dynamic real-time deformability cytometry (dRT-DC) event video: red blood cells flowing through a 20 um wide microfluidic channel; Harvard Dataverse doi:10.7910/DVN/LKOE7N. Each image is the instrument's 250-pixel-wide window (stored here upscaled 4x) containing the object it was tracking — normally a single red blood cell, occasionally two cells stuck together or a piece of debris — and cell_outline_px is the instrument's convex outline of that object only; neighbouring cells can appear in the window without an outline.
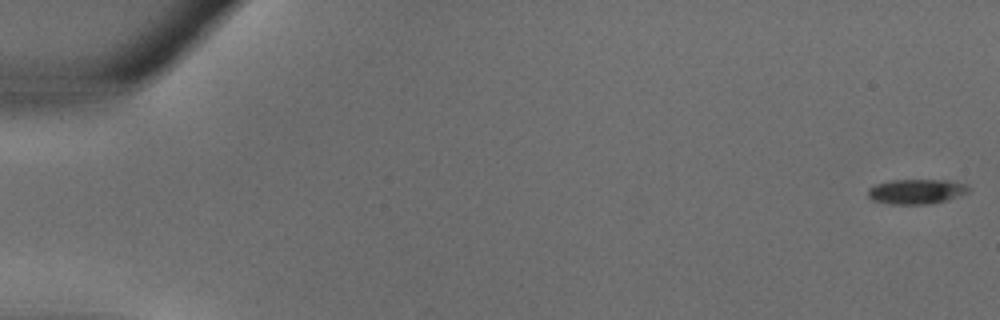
{"species": "common noctule bat (a hibernating species)", "species_latin": "Nyctalus noctula", "temperature_condition": "warm", "stored_images_in_passage": 3, "camera_frame_rate_fps": 3000, "um_per_image_px": 0.085, "animal": {"sex": "male", "body_mass_g": 18.8}, "frame": {"image": 1, "passage_image": 1, "time_ms": 0.0, "image_size_px": [1000, 320], "cell_outline_px": [[968, 192], [944, 200], [928, 204], [892, 204], [872, 200], [868, 196], [868, 188], [876, 184], [892, 180], [948, 180], [964, 184], [968, 188]], "centroid_in_image_um": [77.83, 16.27], "position_along_channel_um": 7.2, "area_um2": 14.28}}